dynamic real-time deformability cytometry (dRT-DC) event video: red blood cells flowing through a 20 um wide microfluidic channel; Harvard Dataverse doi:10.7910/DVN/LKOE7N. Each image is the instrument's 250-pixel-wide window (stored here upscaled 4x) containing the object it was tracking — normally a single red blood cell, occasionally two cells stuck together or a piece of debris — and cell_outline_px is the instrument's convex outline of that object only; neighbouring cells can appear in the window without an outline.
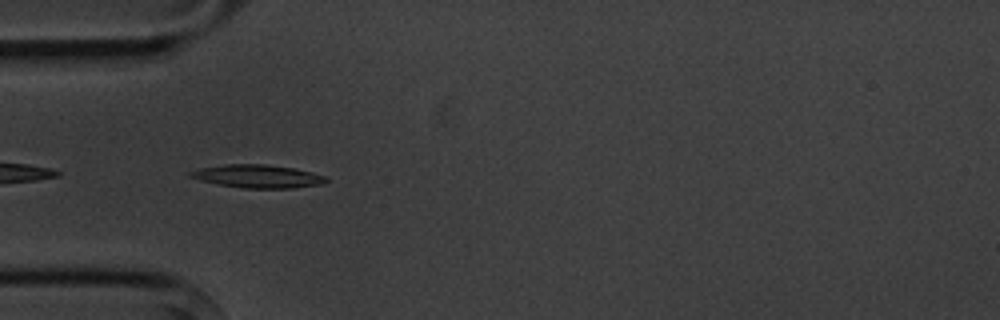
{"species": "common noctule bat (a hibernating species)", "species_latin": "Nyctalus noctula", "temperature_condition": "cold", "stored_images_in_passage": 9, "camera_frame_rate_fps": 3000, "um_per_image_px": 0.085, "animal": {"sex": "male", "body_mass_g": 20.1, "forearm_length_mm": 53.5}, "frame": {"image": 1, "passage_image": 4, "time_ms": 4.333, "image_size_px": [1000, 320], "cell_outline_px": [[328, 180], [320, 184], [292, 188], [244, 188], [216, 184], [200, 180], [188, 176], [188, 172], [200, 168], [224, 164], [264, 164], [292, 168], [312, 172], [328, 176]], "centroid_in_image_um": [21.88, 14.98], "position_along_channel_um": 63.1, "area_um2": 18.26}}
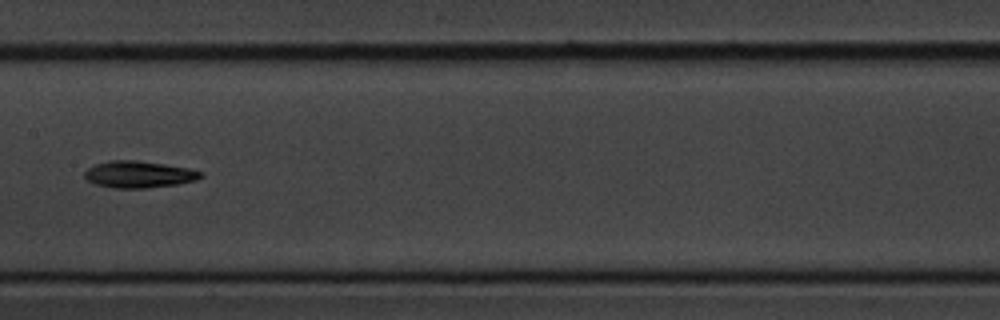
{"frame": {"image": 2, "passage_image": 7, "time_ms": 8.0, "image_size_px": [1000, 320], "cell_outline_px": [[204, 176], [196, 180], [176, 184], [148, 188], [112, 188], [96, 184], [88, 180], [84, 176], [84, 172], [88, 168], [96, 164], [108, 160], [136, 160], [164, 164], [188, 168], [204, 172]], "centroid_in_image_um": [11.81, 14.82], "position_along_channel_um": 195.6, "area_um2": 18.15}}
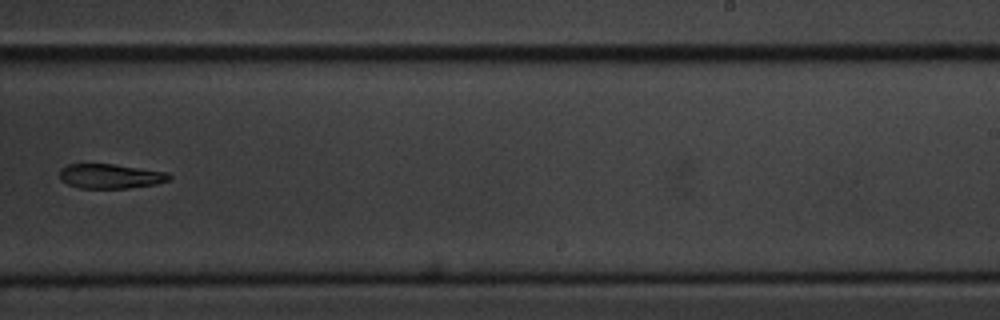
{"frame": {"image": 3, "passage_image": 9, "time_ms": 10.333, "image_size_px": [1000, 320], "cell_outline_px": [[172, 176], [168, 180], [156, 184], [128, 188], [80, 188], [68, 184], [60, 180], [60, 168], [68, 164], [112, 164], [168, 172]], "centroid_in_image_um": [9.37, 14.97], "position_along_channel_um": 279.6, "area_um2": 15.66}}